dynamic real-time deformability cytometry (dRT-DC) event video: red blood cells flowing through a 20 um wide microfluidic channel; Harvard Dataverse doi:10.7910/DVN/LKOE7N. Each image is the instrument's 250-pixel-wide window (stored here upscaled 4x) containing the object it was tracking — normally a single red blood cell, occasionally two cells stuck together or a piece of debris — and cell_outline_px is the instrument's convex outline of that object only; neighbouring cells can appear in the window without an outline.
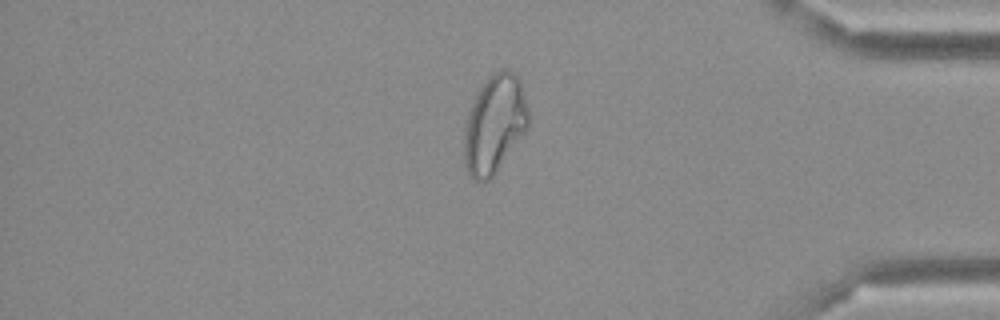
{"species": "Egyptian fruit bat (a non-hibernating species)", "species_latin": "Rousettus aegyptiacus", "temperature_condition": "cold", "stored_images_in_passage": 48, "camera_frame_rate_fps": 3000, "um_per_image_px": 0.085, "frame": {"image": 1, "passage_image": 41, "time_ms": 13.333, "image_size_px": [1000, 320], "cell_outline_px": [[528, 128], [492, 176], [488, 180], [472, 180], [468, 172], [464, 156], [464, 136], [468, 112], [480, 88], [488, 76], [492, 72], [500, 68], [508, 68], [520, 80], [524, 92], [528, 108]], "centroid_in_image_um": [42.04, 10.5], "position_along_channel_um": 393.2, "area_um2": 36.41}}